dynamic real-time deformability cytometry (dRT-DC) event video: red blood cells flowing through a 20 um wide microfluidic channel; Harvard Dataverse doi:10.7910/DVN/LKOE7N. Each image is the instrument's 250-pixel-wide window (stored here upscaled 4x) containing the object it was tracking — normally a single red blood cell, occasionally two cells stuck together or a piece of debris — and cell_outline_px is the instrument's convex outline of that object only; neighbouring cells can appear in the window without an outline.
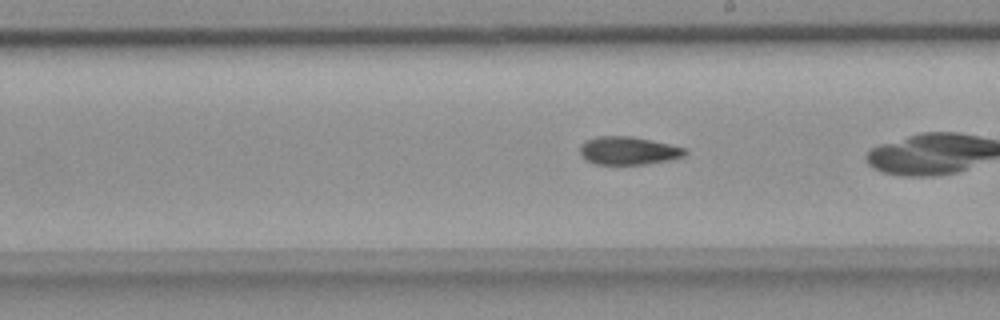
{"species": "common noctule bat (a hibernating species)", "species_latin": "Nyctalus noctula", "temperature_condition": "room temperature", "stored_images_in_passage": 41, "camera_frame_rate_fps": 3000, "um_per_image_px": 0.085, "animal": {"sex": "female", "body_mass_g": 18.4}, "frame": {"image": 1, "passage_image": 30, "time_ms": 9.667, "image_size_px": [1000, 320], "cell_outline_px": [[688, 152], [684, 156], [668, 160], [644, 164], [596, 164], [580, 156], [580, 144], [584, 140], [596, 136], [632, 136], [668, 144], [684, 148]], "centroid_in_image_um": [53.36, 12.8], "position_along_channel_um": 235.6, "area_um2": 17.11}}